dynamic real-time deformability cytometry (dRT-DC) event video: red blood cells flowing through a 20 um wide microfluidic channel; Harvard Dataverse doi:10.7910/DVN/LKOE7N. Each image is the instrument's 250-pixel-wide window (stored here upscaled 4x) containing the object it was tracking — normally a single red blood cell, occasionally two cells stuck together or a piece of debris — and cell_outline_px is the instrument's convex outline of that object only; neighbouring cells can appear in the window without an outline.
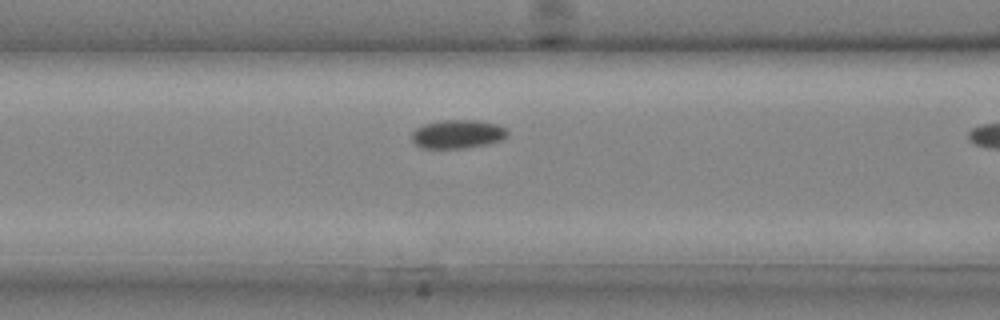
{"species": "common noctule bat (a hibernating species)", "species_latin": "Nyctalus noctula", "temperature_condition": "cold", "stored_images_in_passage": 11, "camera_frame_rate_fps": 3000, "um_per_image_px": 0.085, "animal": {"sex": "male", "body_mass_g": 20.4}, "frame": {"image": 1, "passage_image": 10, "time_ms": 3.0, "image_size_px": [1000, 320], "cell_outline_px": [[508, 136], [500, 140], [488, 144], [464, 148], [420, 148], [412, 140], [412, 132], [416, 128], [424, 124], [440, 120], [480, 120], [496, 124], [508, 128]], "centroid_in_image_um": [38.92, 11.39], "position_along_channel_um": 127.7, "area_um2": 16.13}}